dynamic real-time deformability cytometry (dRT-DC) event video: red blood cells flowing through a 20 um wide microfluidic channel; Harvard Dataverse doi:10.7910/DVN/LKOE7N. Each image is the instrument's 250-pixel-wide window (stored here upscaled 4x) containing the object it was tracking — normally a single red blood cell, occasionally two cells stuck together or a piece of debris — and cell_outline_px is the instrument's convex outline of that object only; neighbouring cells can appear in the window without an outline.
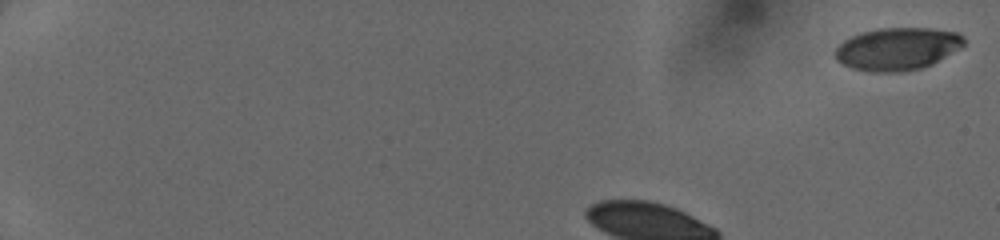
{"species": "human", "species_latin": "Homo sapiens", "temperature_condition": "cold", "stored_images_in_passage": 12, "camera_frame_rate_fps": 3000, "um_per_image_px": 0.085, "donor": {"sex": "female"}, "frame": {"image": 1, "passage_image": 1, "time_ms": 0.0, "image_size_px": [1000, 240], "cell_outline_px": [[964, 44], [960, 48], [932, 64], [920, 68], [900, 72], [872, 72], [852, 68], [836, 60], [836, 48], [844, 40], [852, 36], [864, 32], [880, 28], [928, 28], [956, 32], [964, 36]], "centroid_in_image_um": [76.28, 4.15], "position_along_channel_um": 8.7, "area_um2": 31.67}}